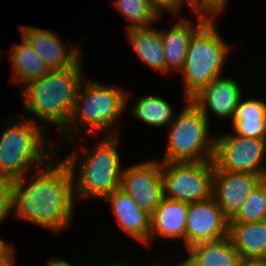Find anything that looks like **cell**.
<instances>
[{
  "label": "cell",
  "instance_id": "obj_1",
  "mask_svg": "<svg viewBox=\"0 0 266 266\" xmlns=\"http://www.w3.org/2000/svg\"><path fill=\"white\" fill-rule=\"evenodd\" d=\"M56 157L34 170L31 179L28 174L15 179L12 211L17 219L57 233L72 222L76 197L73 173L65 160ZM27 179L31 180L28 186Z\"/></svg>",
  "mask_w": 266,
  "mask_h": 266
},
{
  "label": "cell",
  "instance_id": "obj_2",
  "mask_svg": "<svg viewBox=\"0 0 266 266\" xmlns=\"http://www.w3.org/2000/svg\"><path fill=\"white\" fill-rule=\"evenodd\" d=\"M83 60L73 68L49 70L25 84L20 91L24 111L62 132L71 118L77 94L83 82Z\"/></svg>",
  "mask_w": 266,
  "mask_h": 266
},
{
  "label": "cell",
  "instance_id": "obj_3",
  "mask_svg": "<svg viewBox=\"0 0 266 266\" xmlns=\"http://www.w3.org/2000/svg\"><path fill=\"white\" fill-rule=\"evenodd\" d=\"M130 95L131 93L119 86L104 85L97 80L83 81L69 123L61 134L64 133L68 139L78 138L81 134L79 135L81 140L84 135H91L94 131L108 130L107 135H117L114 124L125 112L126 101Z\"/></svg>",
  "mask_w": 266,
  "mask_h": 266
},
{
  "label": "cell",
  "instance_id": "obj_4",
  "mask_svg": "<svg viewBox=\"0 0 266 266\" xmlns=\"http://www.w3.org/2000/svg\"><path fill=\"white\" fill-rule=\"evenodd\" d=\"M26 118L8 122L0 137V175L14 180L30 175L56 156L44 125L38 126L34 118Z\"/></svg>",
  "mask_w": 266,
  "mask_h": 266
},
{
  "label": "cell",
  "instance_id": "obj_5",
  "mask_svg": "<svg viewBox=\"0 0 266 266\" xmlns=\"http://www.w3.org/2000/svg\"><path fill=\"white\" fill-rule=\"evenodd\" d=\"M104 137L106 138L95 145L94 149L80 147L83 153L80 156L81 164L77 178L74 173L79 164L77 159L79 154L73 152L64 159L73 173L75 196L78 200L85 197L104 199L120 187L123 169L120 166L117 147L118 137L117 135Z\"/></svg>",
  "mask_w": 266,
  "mask_h": 266
},
{
  "label": "cell",
  "instance_id": "obj_6",
  "mask_svg": "<svg viewBox=\"0 0 266 266\" xmlns=\"http://www.w3.org/2000/svg\"><path fill=\"white\" fill-rule=\"evenodd\" d=\"M230 47L217 31L214 20H207L191 37L186 61L180 70L187 102L213 79L222 76ZM227 58V59H226Z\"/></svg>",
  "mask_w": 266,
  "mask_h": 266
},
{
  "label": "cell",
  "instance_id": "obj_7",
  "mask_svg": "<svg viewBox=\"0 0 266 266\" xmlns=\"http://www.w3.org/2000/svg\"><path fill=\"white\" fill-rule=\"evenodd\" d=\"M168 127L166 152L160 162L213 159L216 136H210L209 120L190 100Z\"/></svg>",
  "mask_w": 266,
  "mask_h": 266
},
{
  "label": "cell",
  "instance_id": "obj_8",
  "mask_svg": "<svg viewBox=\"0 0 266 266\" xmlns=\"http://www.w3.org/2000/svg\"><path fill=\"white\" fill-rule=\"evenodd\" d=\"M161 171L164 197L188 204L213 197V159L161 162Z\"/></svg>",
  "mask_w": 266,
  "mask_h": 266
},
{
  "label": "cell",
  "instance_id": "obj_9",
  "mask_svg": "<svg viewBox=\"0 0 266 266\" xmlns=\"http://www.w3.org/2000/svg\"><path fill=\"white\" fill-rule=\"evenodd\" d=\"M265 154L266 139L228 133L216 137L213 161L219 169L229 172L261 175Z\"/></svg>",
  "mask_w": 266,
  "mask_h": 266
},
{
  "label": "cell",
  "instance_id": "obj_10",
  "mask_svg": "<svg viewBox=\"0 0 266 266\" xmlns=\"http://www.w3.org/2000/svg\"><path fill=\"white\" fill-rule=\"evenodd\" d=\"M119 188L151 215L164 198L161 162L148 160L123 169Z\"/></svg>",
  "mask_w": 266,
  "mask_h": 266
},
{
  "label": "cell",
  "instance_id": "obj_11",
  "mask_svg": "<svg viewBox=\"0 0 266 266\" xmlns=\"http://www.w3.org/2000/svg\"><path fill=\"white\" fill-rule=\"evenodd\" d=\"M185 229V248L228 236L229 219L214 198L189 203Z\"/></svg>",
  "mask_w": 266,
  "mask_h": 266
},
{
  "label": "cell",
  "instance_id": "obj_12",
  "mask_svg": "<svg viewBox=\"0 0 266 266\" xmlns=\"http://www.w3.org/2000/svg\"><path fill=\"white\" fill-rule=\"evenodd\" d=\"M19 29L22 38L29 43L49 70L73 68L83 58L78 44L74 46L75 48H66L56 32L28 25H21Z\"/></svg>",
  "mask_w": 266,
  "mask_h": 266
},
{
  "label": "cell",
  "instance_id": "obj_13",
  "mask_svg": "<svg viewBox=\"0 0 266 266\" xmlns=\"http://www.w3.org/2000/svg\"><path fill=\"white\" fill-rule=\"evenodd\" d=\"M261 182V175L229 172L215 165L213 198L230 220Z\"/></svg>",
  "mask_w": 266,
  "mask_h": 266
},
{
  "label": "cell",
  "instance_id": "obj_14",
  "mask_svg": "<svg viewBox=\"0 0 266 266\" xmlns=\"http://www.w3.org/2000/svg\"><path fill=\"white\" fill-rule=\"evenodd\" d=\"M241 92L236 80L218 76L196 93L190 101L207 119L210 110L220 118L232 120L235 108L242 97Z\"/></svg>",
  "mask_w": 266,
  "mask_h": 266
},
{
  "label": "cell",
  "instance_id": "obj_15",
  "mask_svg": "<svg viewBox=\"0 0 266 266\" xmlns=\"http://www.w3.org/2000/svg\"><path fill=\"white\" fill-rule=\"evenodd\" d=\"M103 200L110 203L112 213L123 232L139 243L149 246L151 215L142 210L133 198L120 188Z\"/></svg>",
  "mask_w": 266,
  "mask_h": 266
},
{
  "label": "cell",
  "instance_id": "obj_16",
  "mask_svg": "<svg viewBox=\"0 0 266 266\" xmlns=\"http://www.w3.org/2000/svg\"><path fill=\"white\" fill-rule=\"evenodd\" d=\"M196 18V26L192 25L188 18H181L168 31L160 30L165 54V73L167 75L175 70L180 72L183 68L192 35L207 21V19L200 16Z\"/></svg>",
  "mask_w": 266,
  "mask_h": 266
},
{
  "label": "cell",
  "instance_id": "obj_17",
  "mask_svg": "<svg viewBox=\"0 0 266 266\" xmlns=\"http://www.w3.org/2000/svg\"><path fill=\"white\" fill-rule=\"evenodd\" d=\"M188 206V203L164 197L159 207L151 214L149 245L153 241L152 235L171 238L173 241L175 238L182 239L185 243Z\"/></svg>",
  "mask_w": 266,
  "mask_h": 266
},
{
  "label": "cell",
  "instance_id": "obj_18",
  "mask_svg": "<svg viewBox=\"0 0 266 266\" xmlns=\"http://www.w3.org/2000/svg\"><path fill=\"white\" fill-rule=\"evenodd\" d=\"M228 237L240 259H266V220L229 223Z\"/></svg>",
  "mask_w": 266,
  "mask_h": 266
},
{
  "label": "cell",
  "instance_id": "obj_19",
  "mask_svg": "<svg viewBox=\"0 0 266 266\" xmlns=\"http://www.w3.org/2000/svg\"><path fill=\"white\" fill-rule=\"evenodd\" d=\"M186 250L189 256L184 259L192 266H238L241 260L228 236L196 243Z\"/></svg>",
  "mask_w": 266,
  "mask_h": 266
},
{
  "label": "cell",
  "instance_id": "obj_20",
  "mask_svg": "<svg viewBox=\"0 0 266 266\" xmlns=\"http://www.w3.org/2000/svg\"><path fill=\"white\" fill-rule=\"evenodd\" d=\"M126 32L138 58L151 69L165 73V54L160 30L150 27L129 29Z\"/></svg>",
  "mask_w": 266,
  "mask_h": 266
},
{
  "label": "cell",
  "instance_id": "obj_21",
  "mask_svg": "<svg viewBox=\"0 0 266 266\" xmlns=\"http://www.w3.org/2000/svg\"><path fill=\"white\" fill-rule=\"evenodd\" d=\"M22 44L12 46L10 53L12 80L24 86L28 82L40 78L49 69L44 61L34 52L29 43L22 38Z\"/></svg>",
  "mask_w": 266,
  "mask_h": 266
},
{
  "label": "cell",
  "instance_id": "obj_22",
  "mask_svg": "<svg viewBox=\"0 0 266 266\" xmlns=\"http://www.w3.org/2000/svg\"><path fill=\"white\" fill-rule=\"evenodd\" d=\"M132 107L133 116L158 128L169 126L176 115L169 102L158 95L140 96Z\"/></svg>",
  "mask_w": 266,
  "mask_h": 266
},
{
  "label": "cell",
  "instance_id": "obj_23",
  "mask_svg": "<svg viewBox=\"0 0 266 266\" xmlns=\"http://www.w3.org/2000/svg\"><path fill=\"white\" fill-rule=\"evenodd\" d=\"M116 10L129 21L127 30L150 28L159 21L160 14L153 8L150 0H114Z\"/></svg>",
  "mask_w": 266,
  "mask_h": 266
},
{
  "label": "cell",
  "instance_id": "obj_24",
  "mask_svg": "<svg viewBox=\"0 0 266 266\" xmlns=\"http://www.w3.org/2000/svg\"><path fill=\"white\" fill-rule=\"evenodd\" d=\"M266 220V187L260 182L250 193L229 223H248Z\"/></svg>",
  "mask_w": 266,
  "mask_h": 266
},
{
  "label": "cell",
  "instance_id": "obj_25",
  "mask_svg": "<svg viewBox=\"0 0 266 266\" xmlns=\"http://www.w3.org/2000/svg\"><path fill=\"white\" fill-rule=\"evenodd\" d=\"M240 98L232 120L266 119V102L260 99Z\"/></svg>",
  "mask_w": 266,
  "mask_h": 266
},
{
  "label": "cell",
  "instance_id": "obj_26",
  "mask_svg": "<svg viewBox=\"0 0 266 266\" xmlns=\"http://www.w3.org/2000/svg\"><path fill=\"white\" fill-rule=\"evenodd\" d=\"M228 0H187V5L195 16L203 17L207 20L215 19V16L222 15Z\"/></svg>",
  "mask_w": 266,
  "mask_h": 266
},
{
  "label": "cell",
  "instance_id": "obj_27",
  "mask_svg": "<svg viewBox=\"0 0 266 266\" xmlns=\"http://www.w3.org/2000/svg\"><path fill=\"white\" fill-rule=\"evenodd\" d=\"M231 122L235 135L266 139V119L231 120Z\"/></svg>",
  "mask_w": 266,
  "mask_h": 266
},
{
  "label": "cell",
  "instance_id": "obj_28",
  "mask_svg": "<svg viewBox=\"0 0 266 266\" xmlns=\"http://www.w3.org/2000/svg\"><path fill=\"white\" fill-rule=\"evenodd\" d=\"M15 180L10 177L0 175V222L7 219L12 213L13 191Z\"/></svg>",
  "mask_w": 266,
  "mask_h": 266
},
{
  "label": "cell",
  "instance_id": "obj_29",
  "mask_svg": "<svg viewBox=\"0 0 266 266\" xmlns=\"http://www.w3.org/2000/svg\"><path fill=\"white\" fill-rule=\"evenodd\" d=\"M150 2L153 8L161 16V13H164V10H167V12H172L173 14H179V11H181V7L187 2V0H150Z\"/></svg>",
  "mask_w": 266,
  "mask_h": 266
},
{
  "label": "cell",
  "instance_id": "obj_30",
  "mask_svg": "<svg viewBox=\"0 0 266 266\" xmlns=\"http://www.w3.org/2000/svg\"><path fill=\"white\" fill-rule=\"evenodd\" d=\"M14 252L12 245L7 244L0 251V266H15Z\"/></svg>",
  "mask_w": 266,
  "mask_h": 266
},
{
  "label": "cell",
  "instance_id": "obj_31",
  "mask_svg": "<svg viewBox=\"0 0 266 266\" xmlns=\"http://www.w3.org/2000/svg\"><path fill=\"white\" fill-rule=\"evenodd\" d=\"M238 266H266V259H241Z\"/></svg>",
  "mask_w": 266,
  "mask_h": 266
},
{
  "label": "cell",
  "instance_id": "obj_32",
  "mask_svg": "<svg viewBox=\"0 0 266 266\" xmlns=\"http://www.w3.org/2000/svg\"><path fill=\"white\" fill-rule=\"evenodd\" d=\"M46 266H72V265L62 258L60 259V258L55 257L49 260Z\"/></svg>",
  "mask_w": 266,
  "mask_h": 266
},
{
  "label": "cell",
  "instance_id": "obj_33",
  "mask_svg": "<svg viewBox=\"0 0 266 266\" xmlns=\"http://www.w3.org/2000/svg\"><path fill=\"white\" fill-rule=\"evenodd\" d=\"M261 183L266 187V165L261 174Z\"/></svg>",
  "mask_w": 266,
  "mask_h": 266
},
{
  "label": "cell",
  "instance_id": "obj_34",
  "mask_svg": "<svg viewBox=\"0 0 266 266\" xmlns=\"http://www.w3.org/2000/svg\"><path fill=\"white\" fill-rule=\"evenodd\" d=\"M175 266H192V265H190L185 259H183L181 262L175 264Z\"/></svg>",
  "mask_w": 266,
  "mask_h": 266
},
{
  "label": "cell",
  "instance_id": "obj_35",
  "mask_svg": "<svg viewBox=\"0 0 266 266\" xmlns=\"http://www.w3.org/2000/svg\"><path fill=\"white\" fill-rule=\"evenodd\" d=\"M100 266H105V265H100ZM106 266H126V262L121 261V262H117V263L111 264V265L110 264H107Z\"/></svg>",
  "mask_w": 266,
  "mask_h": 266
},
{
  "label": "cell",
  "instance_id": "obj_36",
  "mask_svg": "<svg viewBox=\"0 0 266 266\" xmlns=\"http://www.w3.org/2000/svg\"><path fill=\"white\" fill-rule=\"evenodd\" d=\"M7 245V243L5 242V240H3L2 238H0V251Z\"/></svg>",
  "mask_w": 266,
  "mask_h": 266
},
{
  "label": "cell",
  "instance_id": "obj_37",
  "mask_svg": "<svg viewBox=\"0 0 266 266\" xmlns=\"http://www.w3.org/2000/svg\"><path fill=\"white\" fill-rule=\"evenodd\" d=\"M126 266H132V264H130L129 262H127V263H126ZM153 266H163V265H161V264L158 263V264H155V265H153ZM173 266H175V265H173Z\"/></svg>",
  "mask_w": 266,
  "mask_h": 266
}]
</instances>
